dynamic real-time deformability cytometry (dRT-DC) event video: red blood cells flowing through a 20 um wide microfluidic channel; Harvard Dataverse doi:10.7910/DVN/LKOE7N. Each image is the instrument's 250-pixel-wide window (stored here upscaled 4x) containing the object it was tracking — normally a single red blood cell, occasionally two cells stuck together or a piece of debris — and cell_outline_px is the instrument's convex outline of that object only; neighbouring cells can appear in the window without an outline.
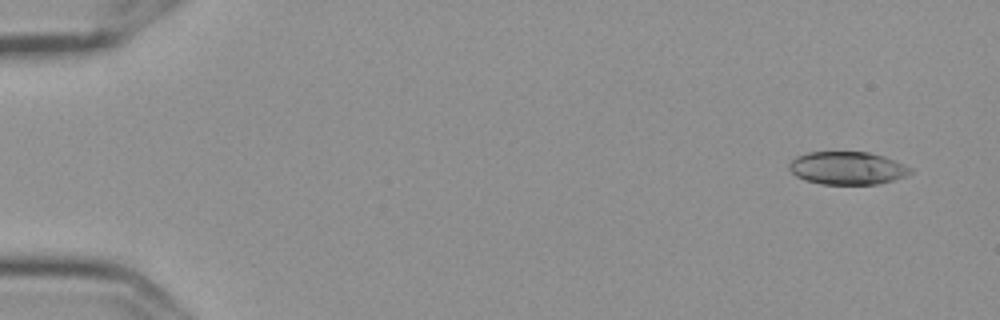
{"species": "Egyptian fruit bat (a non-hibernating species)", "species_latin": "Rousettus aegyptiacus", "temperature_condition": "cold", "stored_images_in_passage": 4, "camera_frame_rate_fps": 3000, "um_per_image_px": 0.085, "frame": {"image": 1, "passage_image": 1, "time_ms": 0.0, "image_size_px": [1000, 320], "cell_outline_px": [[912, 172], [904, 176], [880, 184], [820, 184], [804, 180], [796, 176], [788, 168], [788, 164], [796, 156], [808, 152], [868, 152], [884, 156], [904, 164], [912, 168]], "centroid_in_image_um": [72.0, 14.29], "position_along_channel_um": 13.0, "area_um2": 23.29}}
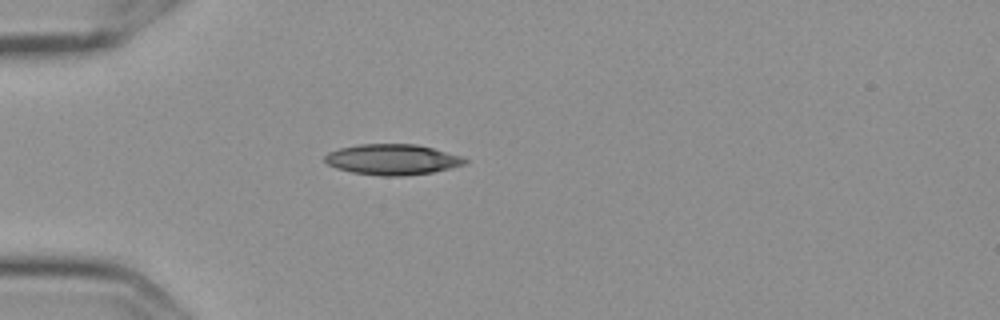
{"frame": {"image": 2, "passage_image": 4, "time_ms": 1.0, "image_size_px": [1000, 320], "cell_outline_px": [[468, 160], [464, 164], [432, 172], [404, 176], [380, 176], [352, 172], [336, 168], [328, 164], [324, 160], [324, 156], [328, 152], [340, 148], [360, 144], [416, 144], [432, 148], [460, 156]], "centroid_in_image_um": [33.3, 13.56], "position_along_channel_um": 51.7, "area_um2": 24.8}}